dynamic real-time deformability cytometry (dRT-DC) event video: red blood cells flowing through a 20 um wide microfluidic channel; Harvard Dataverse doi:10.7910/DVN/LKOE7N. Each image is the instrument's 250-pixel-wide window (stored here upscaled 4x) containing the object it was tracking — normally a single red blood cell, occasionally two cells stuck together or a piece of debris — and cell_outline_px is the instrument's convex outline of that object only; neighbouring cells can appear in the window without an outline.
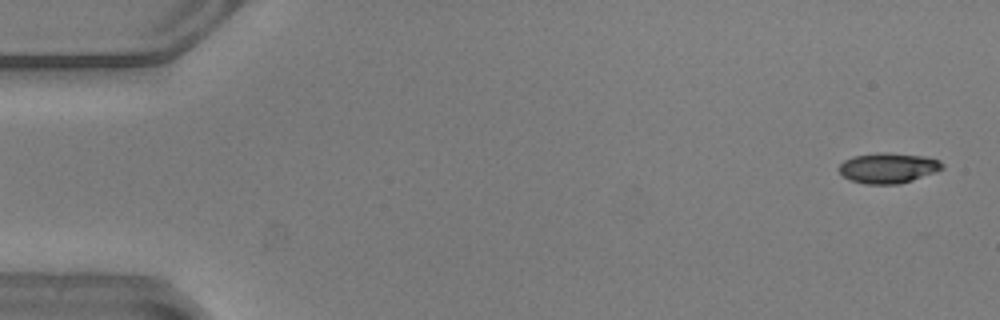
{"species": "common noctule bat (a hibernating species)", "species_latin": "Nyctalus noctula", "temperature_condition": "warm", "stored_images_in_passage": 14, "camera_frame_rate_fps": 3000, "um_per_image_px": 0.085, "animal": {"sex": "male", "body_mass_g": 20.5, "forearm_length_mm": 52.5}, "frame": {"image": 1, "passage_image": 2, "time_ms": 0.333, "image_size_px": [1000, 320], "cell_outline_px": [[944, 168], [912, 180], [900, 184], [864, 184], [852, 180], [844, 176], [836, 168], [844, 160], [852, 156], [884, 152], [924, 156], [940, 160], [944, 164]], "centroid_in_image_um": [75.48, 14.27], "position_along_channel_um": 9.5, "area_um2": 18.21}}
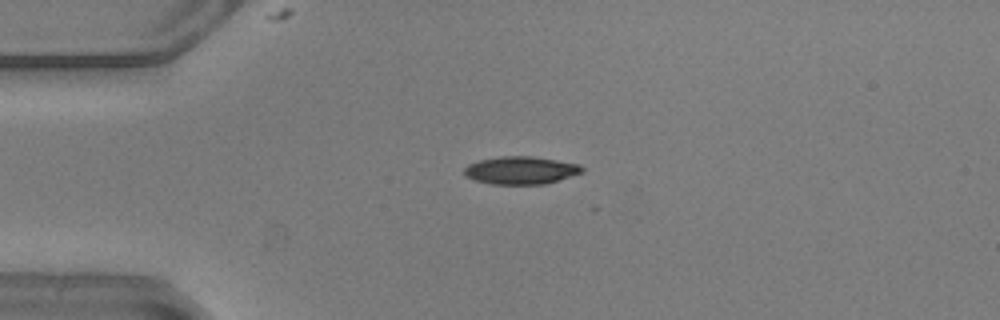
{"frame": {"image": 2, "passage_image": 13, "time_ms": 4.0, "image_size_px": [1000, 320], "cell_outline_px": [[584, 172], [544, 184], [492, 184], [476, 180], [464, 176], [464, 168], [468, 164], [480, 160], [500, 156], [532, 156], [580, 164], [584, 168]], "centroid_in_image_um": [44.27, 14.47], "position_along_channel_um": 40.7, "area_um2": 19.02}}